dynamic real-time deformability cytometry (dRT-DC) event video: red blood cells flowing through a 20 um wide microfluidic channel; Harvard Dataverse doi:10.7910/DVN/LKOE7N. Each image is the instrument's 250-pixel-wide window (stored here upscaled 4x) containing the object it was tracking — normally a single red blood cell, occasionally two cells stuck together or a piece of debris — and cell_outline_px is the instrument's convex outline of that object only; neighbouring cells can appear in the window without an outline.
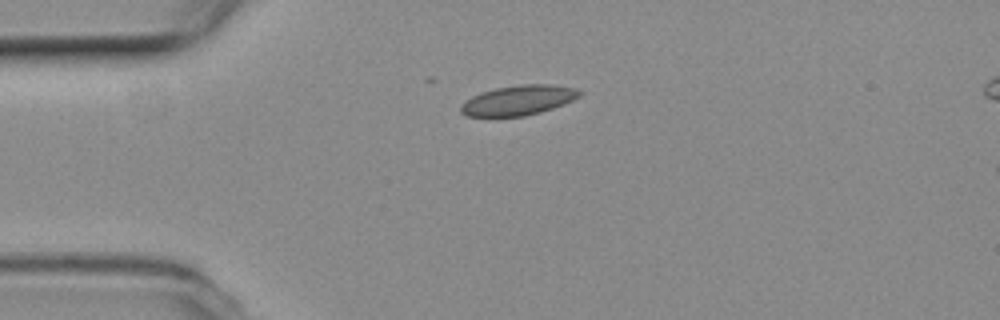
{"species": "common noctule bat (a hibernating species)", "species_latin": "Nyctalus noctula", "temperature_condition": "room temperature", "stored_images_in_passage": 42, "camera_frame_rate_fps": 3000, "um_per_image_px": 0.085, "animal": {"sex": "female", "body_mass_g": 19.3, "forearm_length_mm": 54.1}, "frame": {"image": 1, "passage_image": 1, "time_ms": 0.0, "image_size_px": [1000, 320], "cell_outline_px": [[580, 96], [564, 104], [540, 112], [524, 116], [468, 116], [460, 112], [460, 104], [472, 96], [480, 92], [496, 88], [520, 84], [552, 84], [576, 88], [580, 92]], "centroid_in_image_um": [44.04, 8.51], "position_along_channel_um": 41.0, "area_um2": 20.63}}
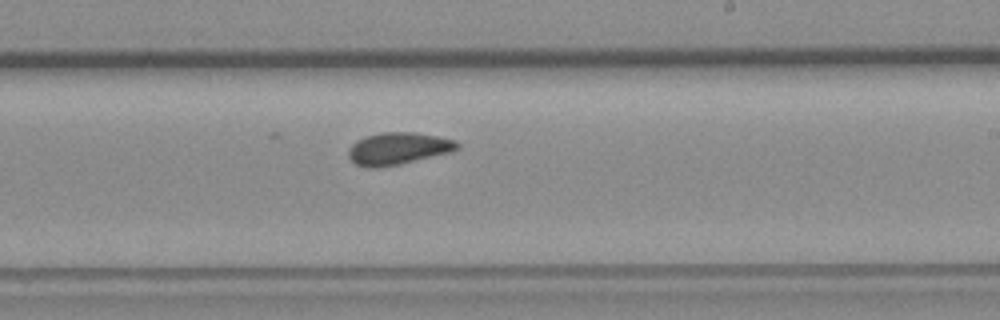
{"frame": {"image": 2, "passage_image": 20, "time_ms": 6.333, "image_size_px": [1000, 320], "cell_outline_px": [[460, 148], [452, 152], [400, 164], [376, 168], [368, 168], [356, 164], [348, 156], [348, 148], [356, 140], [380, 132], [412, 132], [436, 136], [456, 140], [460, 144]], "centroid_in_image_um": [33.85, 12.63], "position_along_channel_um": 255.1, "area_um2": 20.46}}
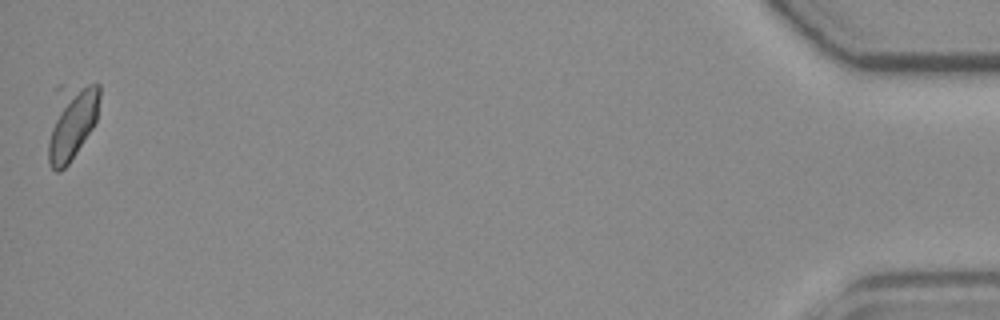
{"frame": {"image": 3, "passage_image": 42, "time_ms": 13.667, "image_size_px": [1000, 320], "cell_outline_px": [[100, 96], [96, 120], [92, 128], [68, 164], [60, 172], [56, 172], [48, 164], [48, 144], [56, 84], [100, 84]], "centroid_in_image_um": [6.05, 10.3], "position_along_channel_um": 429.1, "area_um2": 23.12}, "authors_computed_cell_mechanics": {"area_um2": 19.9699, "velocity_mm_per_s": 3.7546, "shape_relaxation_time_tau1_ms": null, "shape_relaxation_time_tau2_ms": 4.6382, "deformation_change_tau1": null, "deformation_change_tau2": 0.0594}}